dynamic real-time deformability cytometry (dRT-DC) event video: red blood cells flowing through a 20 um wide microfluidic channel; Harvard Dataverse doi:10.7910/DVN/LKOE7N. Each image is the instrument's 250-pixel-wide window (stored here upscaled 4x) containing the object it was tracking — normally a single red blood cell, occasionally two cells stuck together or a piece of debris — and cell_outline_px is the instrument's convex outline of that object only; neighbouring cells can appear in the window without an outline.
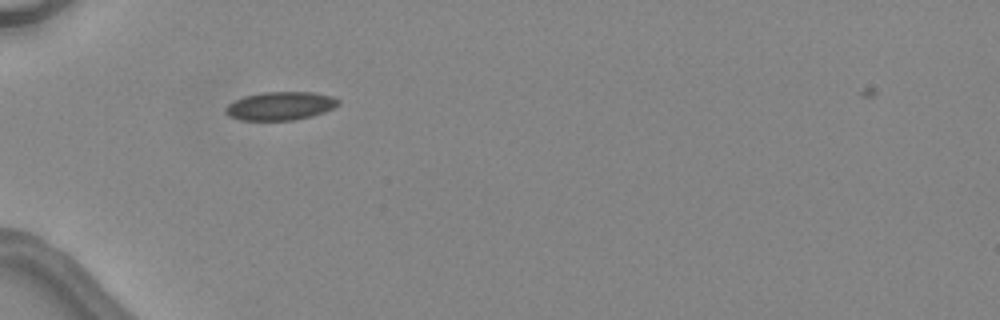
{"species": "common noctule bat (a hibernating species)", "species_latin": "Nyctalus noctula", "temperature_condition": "warm", "stored_images_in_passage": 3, "camera_frame_rate_fps": 3000, "um_per_image_px": 0.085, "animal": {"sex": "female", "body_mass_g": 24.6, "forearm_length_mm": 56.2}, "frame": {"image": 1, "passage_image": 1, "time_ms": 0.0, "image_size_px": [1000, 320], "cell_outline_px": [[340, 104], [324, 112], [312, 116], [292, 120], [240, 120], [228, 116], [224, 112], [224, 108], [228, 104], [244, 96], [260, 92], [312, 92], [332, 96], [340, 100]], "centroid_in_image_um": [23.81, 9.0], "position_along_channel_um": 61.2, "area_um2": 18.73}}